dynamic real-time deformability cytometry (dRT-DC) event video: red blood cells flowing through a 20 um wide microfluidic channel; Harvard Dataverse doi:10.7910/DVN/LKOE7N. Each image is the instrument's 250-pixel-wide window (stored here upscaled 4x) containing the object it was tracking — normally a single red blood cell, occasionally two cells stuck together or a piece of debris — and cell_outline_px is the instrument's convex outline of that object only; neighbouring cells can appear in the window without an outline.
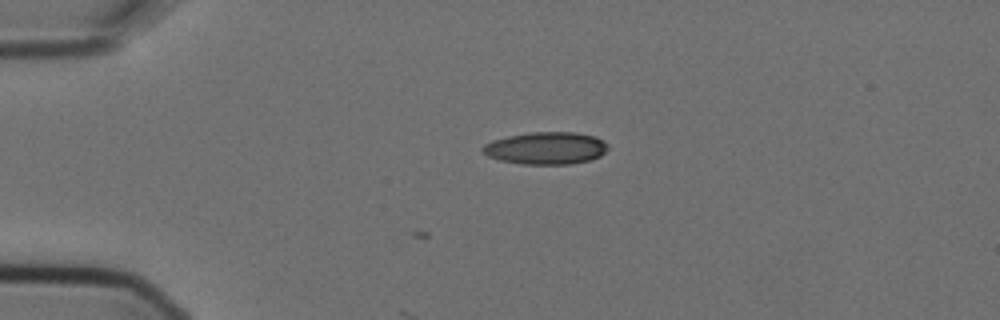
{"species": "Egyptian fruit bat (a non-hibernating species)", "species_latin": "Rousettus aegyptiacus", "temperature_condition": "cold", "stored_images_in_passage": 4, "camera_frame_rate_fps": 3000, "um_per_image_px": 0.085, "animal": {"sex": "female"}, "frame": {"image": 1, "passage_image": 3, "time_ms": 0.667, "image_size_px": [1000, 320], "cell_outline_px": [[608, 148], [600, 156], [588, 160], [568, 164], [520, 164], [500, 160], [488, 156], [480, 148], [484, 144], [492, 140], [508, 136], [528, 132], [576, 132], [596, 136], [604, 140], [608, 144]], "centroid_in_image_um": [46.41, 12.58], "position_along_channel_um": 38.6, "area_um2": 23.7}}